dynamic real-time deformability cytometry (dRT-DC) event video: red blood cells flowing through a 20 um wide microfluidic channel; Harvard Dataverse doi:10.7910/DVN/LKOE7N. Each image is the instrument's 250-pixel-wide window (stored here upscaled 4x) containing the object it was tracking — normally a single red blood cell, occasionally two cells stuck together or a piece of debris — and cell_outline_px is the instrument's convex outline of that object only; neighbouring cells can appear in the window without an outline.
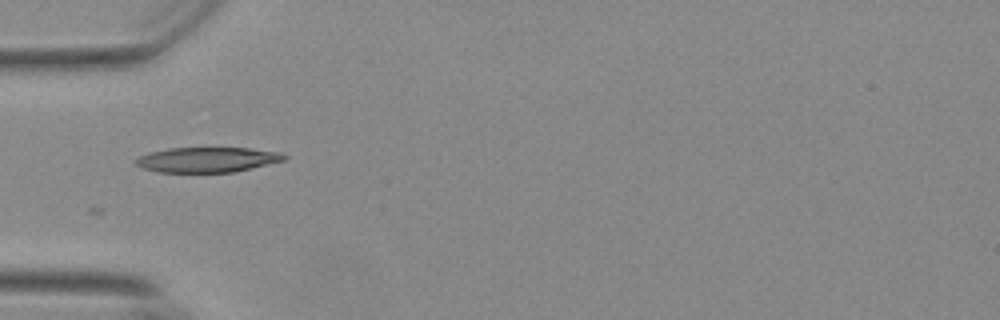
{"species": "Egyptian fruit bat (a non-hibernating species)", "species_latin": "Rousettus aegyptiacus", "temperature_condition": "warm", "stored_images_in_passage": 24, "camera_frame_rate_fps": 3000, "um_per_image_px": 0.085, "animal": {"sex": "female"}, "frame": {"image": 1, "passage_image": 1, "time_ms": 0.0, "image_size_px": [1000, 320], "cell_outline_px": [[288, 156], [284, 160], [232, 172], [160, 172], [140, 168], [132, 160], [148, 152], [168, 148], [248, 148], [284, 152]], "centroid_in_image_um": [17.58, 13.56], "position_along_channel_um": 67.4, "area_um2": 21.73}}
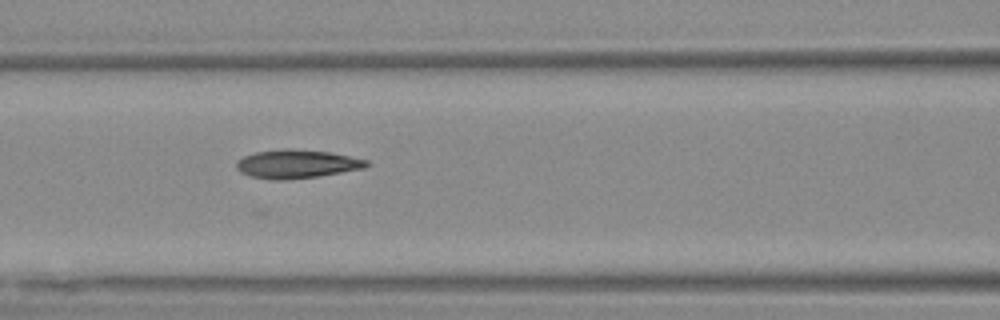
{"frame": {"image": 2, "passage_image": 7, "time_ms": 2.0, "image_size_px": [1000, 320], "cell_outline_px": [[372, 164], [364, 168], [316, 176], [280, 180], [272, 180], [252, 176], [240, 172], [236, 168], [236, 160], [244, 156], [256, 152], [284, 148], [292, 148], [328, 152], [368, 160]], "centroid_in_image_um": [25.2, 13.92], "position_along_channel_um": 141.4, "area_um2": 21.5}}
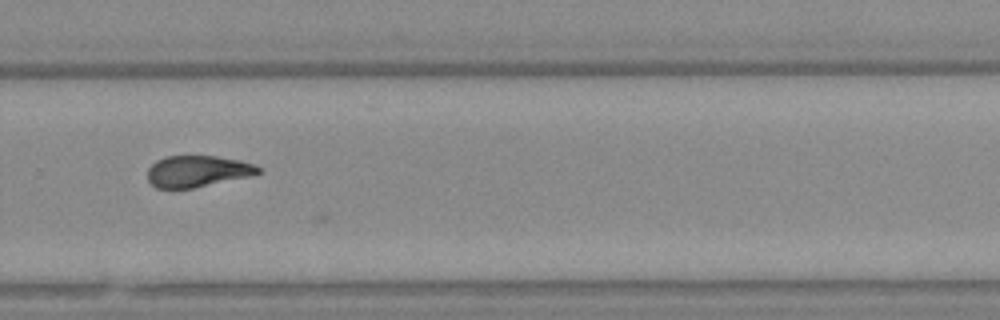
{"frame": {"image": 3, "passage_image": 21, "time_ms": 6.667, "image_size_px": [1000, 320], "cell_outline_px": [[260, 172], [256, 176], [192, 188], [156, 188], [148, 180], [148, 168], [156, 160], [164, 156], [216, 156], [240, 160], [256, 164], [260, 168]], "centroid_in_image_um": [16.84, 14.56], "position_along_channel_um": 313.0, "area_um2": 20.58}}